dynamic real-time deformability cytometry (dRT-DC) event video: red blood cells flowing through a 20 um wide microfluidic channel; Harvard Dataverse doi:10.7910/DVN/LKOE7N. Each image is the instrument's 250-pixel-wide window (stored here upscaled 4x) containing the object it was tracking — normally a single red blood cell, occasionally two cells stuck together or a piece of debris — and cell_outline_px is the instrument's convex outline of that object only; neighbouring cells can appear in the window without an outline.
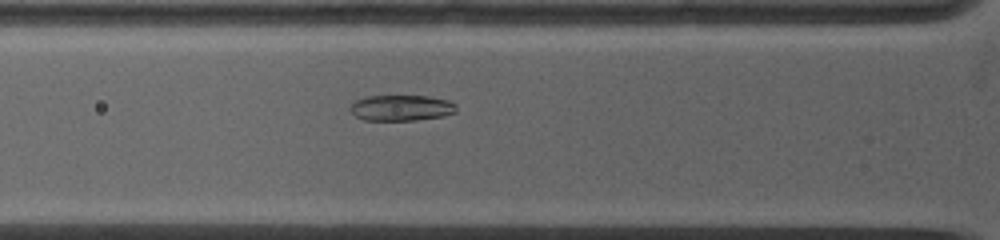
{"species": "common noctule bat (a hibernating species)", "species_latin": "Nyctalus noctula", "temperature_condition": "warm", "stored_images_in_passage": 31, "camera_frame_rate_fps": 5000, "um_per_image_px": 0.085, "animal": {"sex": "female", "body_mass_g": 19.0, "forearm_length_mm": 53.3}, "frame": {"image": 1, "passage_image": 5, "time_ms": 1.4, "image_size_px": [1000, 240], "cell_outline_px": [[456, 112], [444, 116], [416, 120], [364, 120], [356, 116], [348, 108], [356, 100], [364, 96], [428, 96], [448, 100], [456, 104]], "centroid_in_image_um": [34.11, 9.17], "position_along_channel_um": 91.7, "area_um2": 16.01}}
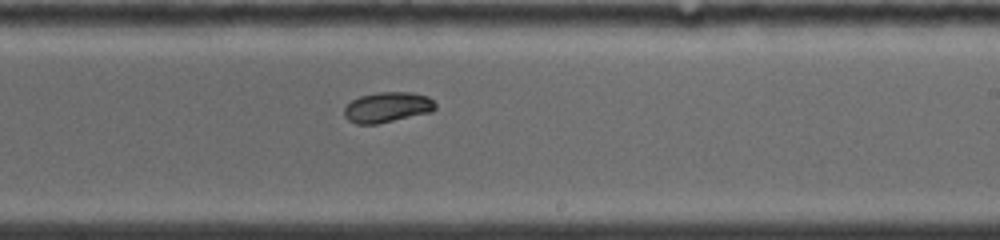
{"frame": {"image": 2, "passage_image": 16, "time_ms": 5.6, "image_size_px": [1000, 240], "cell_outline_px": [[436, 108], [432, 112], [376, 124], [356, 124], [348, 120], [344, 116], [344, 108], [352, 100], [360, 96], [376, 92], [412, 92], [428, 96], [436, 104]], "centroid_in_image_um": [32.93, 9.11], "position_along_channel_um": 256.1, "area_um2": 16.18}}
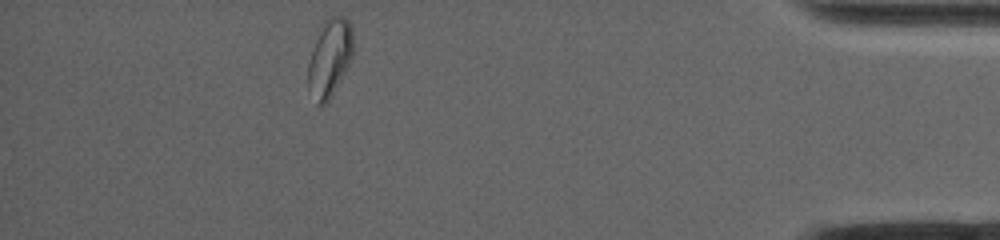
{"frame": {"image": 3, "passage_image": 31, "time_ms": 11.0, "image_size_px": [1000, 240], "cell_outline_px": [[352, 56], [344, 72], [328, 100], [324, 104], [316, 104], [308, 88], [308, 64], [316, 40], [324, 20], [328, 16], [344, 16], [348, 20], [352, 28]], "centroid_in_image_um": [28.02, 4.89], "position_along_channel_um": 407.2, "area_um2": 19.83}, "authors_computed_cell_mechanics": {"area_um2": 16.2996, "velocity_mm_per_s": 3.9226, "shape_relaxation_time_tau1_ms": 6.7889, "shape_relaxation_time_tau2_ms": null, "deformation_change_tau1": 0.1388, "deformation_change_tau2": null}}